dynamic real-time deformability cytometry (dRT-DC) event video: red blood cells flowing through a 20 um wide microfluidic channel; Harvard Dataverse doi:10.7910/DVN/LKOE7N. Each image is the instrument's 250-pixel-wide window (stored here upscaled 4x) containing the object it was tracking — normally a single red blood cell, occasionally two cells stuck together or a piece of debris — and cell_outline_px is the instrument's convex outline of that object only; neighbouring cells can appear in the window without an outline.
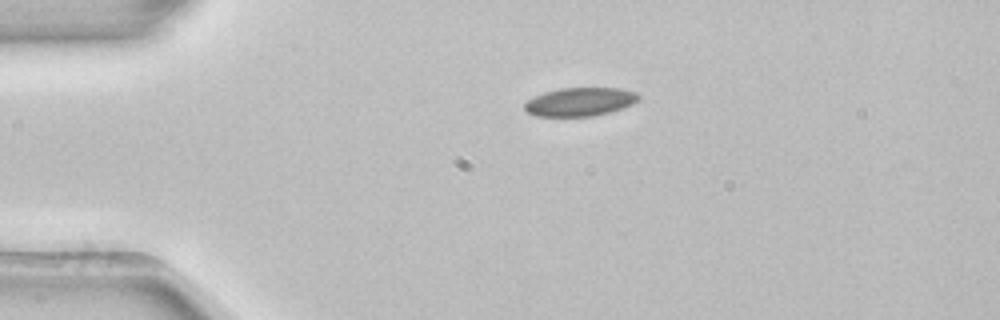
{"species": "common noctule bat (a hibernating species)", "species_latin": "Nyctalus noctula", "temperature_condition": "room temperature", "stored_images_in_passage": 42, "camera_frame_rate_fps": 3000, "um_per_image_px": 0.085, "animal": {"sex": "female", "body_mass_g": 22.7, "forearm_length_mm": 54.2}, "frame": {"image": 1, "passage_image": 1, "time_ms": 0.0, "image_size_px": [1000, 320], "cell_outline_px": [[640, 96], [632, 104], [624, 108], [592, 116], [536, 116], [528, 112], [524, 108], [524, 104], [528, 100], [544, 92], [560, 88], [620, 88], [636, 92]], "centroid_in_image_um": [49.3, 8.65], "position_along_channel_um": 35.7, "area_um2": 18.79}}
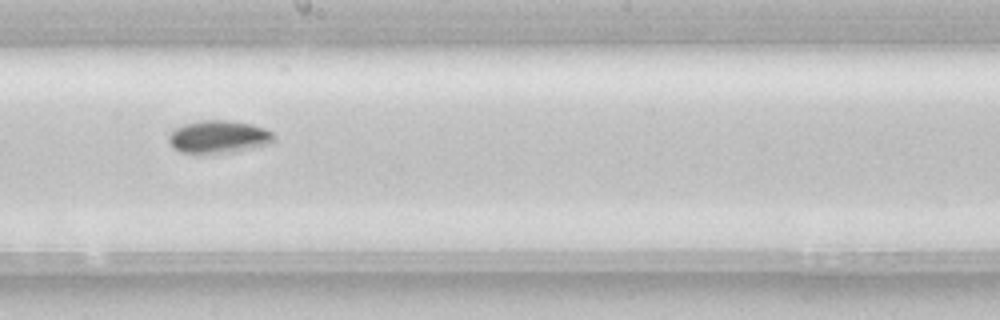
{"frame": {"image": 2, "passage_image": 19, "time_ms": 6.0, "image_size_px": [1000, 320], "cell_outline_px": [[276, 136], [268, 144], [252, 148], [232, 152], [204, 156], [180, 152], [168, 140], [168, 136], [176, 128], [184, 124], [200, 120], [228, 120], [252, 124], [264, 128], [272, 132]], "centroid_in_image_um": [18.57, 11.66], "position_along_channel_um": 229.6, "area_um2": 20.4}}
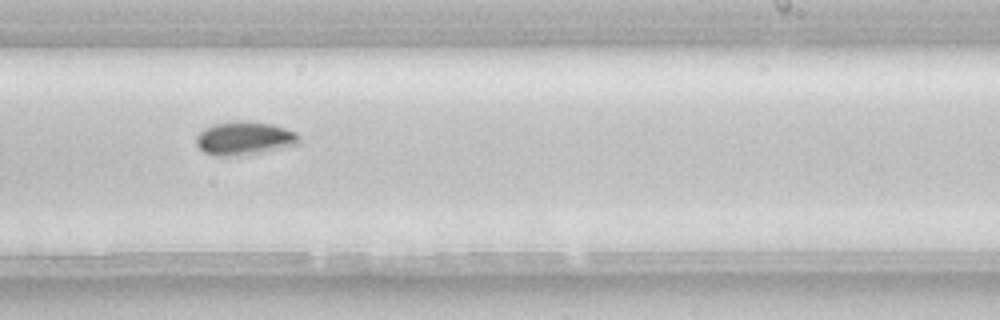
{"frame": {"image": 3, "passage_image": 22, "time_ms": 7.0, "image_size_px": [1000, 320], "cell_outline_px": [[300, 144], [260, 152], [236, 156], [212, 156], [204, 152], [196, 144], [196, 136], [204, 128], [216, 124], [236, 120], [244, 120], [272, 124], [296, 132], [300, 136]], "centroid_in_image_um": [20.77, 11.75], "position_along_channel_um": 268.2, "area_um2": 20.11}, "authors_computed_cell_mechanics": {"area_um2": 18.9873, "velocity_mm_per_s": 3.9049, "shape_relaxation_time_tau1_ms": 3.6454, "shape_relaxation_time_tau2_ms": null, "deformation_change_tau1": 0.0848, "deformation_change_tau2": null}}